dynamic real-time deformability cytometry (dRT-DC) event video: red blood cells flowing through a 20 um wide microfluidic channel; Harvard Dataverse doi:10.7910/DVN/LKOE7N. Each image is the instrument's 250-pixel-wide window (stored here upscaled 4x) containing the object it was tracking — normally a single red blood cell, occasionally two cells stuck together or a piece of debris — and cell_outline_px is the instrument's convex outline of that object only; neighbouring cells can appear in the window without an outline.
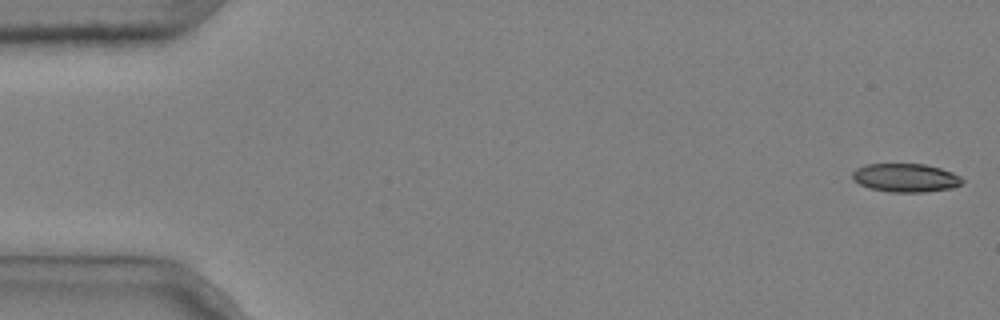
{"species": "common noctule bat (a hibernating species)", "species_latin": "Nyctalus noctula", "temperature_condition": "cold", "stored_images_in_passage": 4, "camera_frame_rate_fps": 3000, "um_per_image_px": 0.085, "animal": {"sex": "male", "body_mass_g": 20.4}, "frame": {"image": 1, "passage_image": 1, "time_ms": 0.0, "image_size_px": [1000, 320], "cell_outline_px": [[964, 180], [960, 184], [952, 188], [924, 192], [888, 192], [868, 188], [852, 180], [852, 172], [856, 168], [864, 164], [924, 164], [940, 168], [952, 172], [960, 176]], "centroid_in_image_um": [76.94, 15.11], "position_along_channel_um": 8.1, "area_um2": 18.38}}
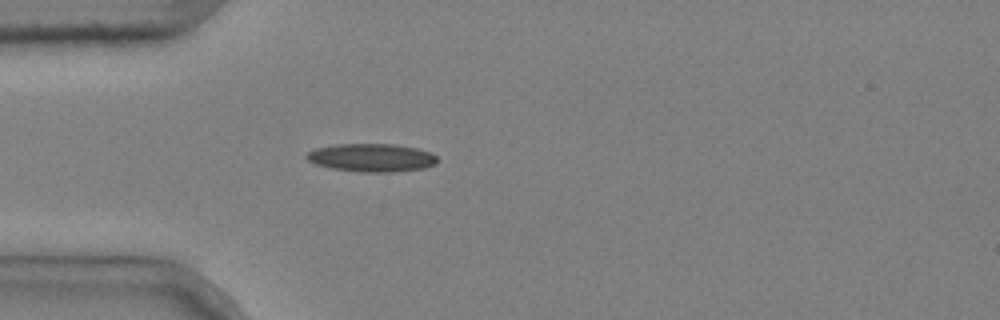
{"frame": {"image": 2, "passage_image": 4, "time_ms": 1.0, "image_size_px": [1000, 320], "cell_outline_px": [[436, 164], [424, 168], [392, 172], [360, 172], [332, 168], [316, 164], [308, 160], [304, 156], [308, 152], [316, 148], [332, 144], [392, 144], [416, 148], [432, 152], [436, 156]], "centroid_in_image_um": [31.58, 13.4], "position_along_channel_um": 53.4, "area_um2": 21.44}}